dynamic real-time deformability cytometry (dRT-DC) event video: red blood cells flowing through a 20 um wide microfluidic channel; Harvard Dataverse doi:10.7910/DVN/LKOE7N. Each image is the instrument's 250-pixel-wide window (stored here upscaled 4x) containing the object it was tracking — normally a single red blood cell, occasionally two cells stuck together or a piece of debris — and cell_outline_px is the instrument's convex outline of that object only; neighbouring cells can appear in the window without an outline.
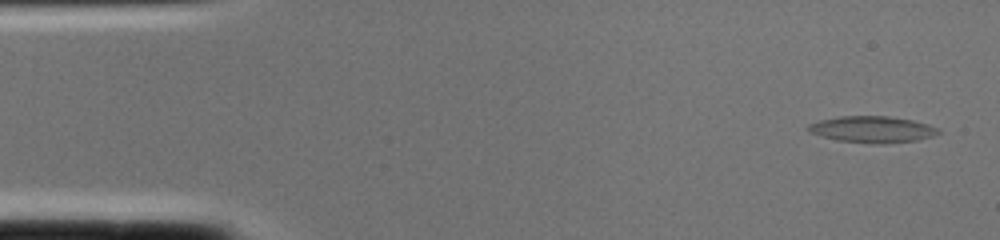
{"species": "common noctule bat (a hibernating species)", "species_latin": "Nyctalus noctula", "temperature_condition": "cold", "stored_images_in_passage": 2, "camera_frame_rate_fps": 3000, "um_per_image_px": 0.085, "animal": {"sex": "female", "body_mass_g": 22.0, "forearm_length_mm": 56.7}, "frame": {"image": 1, "passage_image": 1, "time_ms": 0.0, "image_size_px": [1000, 240], "cell_outline_px": [[940, 132], [932, 136], [916, 140], [880, 144], [836, 140], [808, 132], [804, 128], [808, 124], [820, 120], [840, 116], [888, 116], [912, 120], [928, 124], [936, 128]], "centroid_in_image_um": [74.08, 10.99], "position_along_channel_um": 10.9, "area_um2": 19.94}}
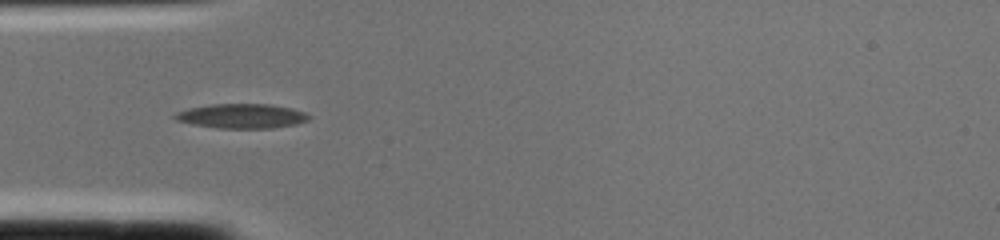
{"frame": {"image": 2, "passage_image": 2, "time_ms": 0.333, "image_size_px": [1000, 240], "cell_outline_px": [[312, 116], [308, 120], [296, 124], [272, 128], [220, 128], [192, 124], [176, 120], [172, 116], [176, 112], [188, 108], [212, 104], [268, 104], [292, 108], [304, 112]], "centroid_in_image_um": [20.55, 9.86], "position_along_channel_um": 64.5, "area_um2": 19.13}}